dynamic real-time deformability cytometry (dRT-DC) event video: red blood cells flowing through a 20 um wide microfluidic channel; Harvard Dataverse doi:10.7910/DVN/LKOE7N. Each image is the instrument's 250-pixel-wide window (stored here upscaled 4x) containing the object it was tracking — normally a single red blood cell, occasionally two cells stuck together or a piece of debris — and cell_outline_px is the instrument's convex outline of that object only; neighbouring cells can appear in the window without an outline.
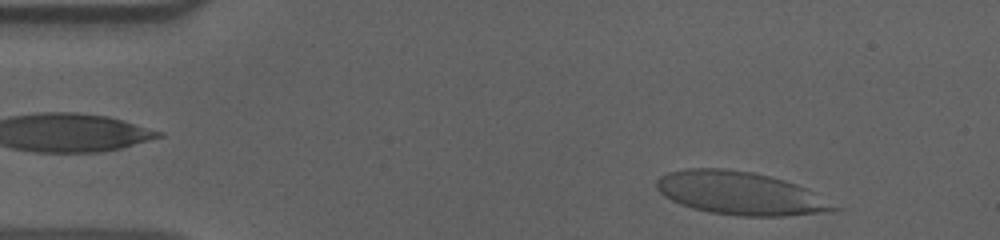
{"species": "human", "species_latin": "Homo sapiens", "temperature_condition": "cold", "stored_images_in_passage": 42, "camera_frame_rate_fps": 3000, "um_per_image_px": 0.085, "donor": {"sex": "male"}, "frame": {"image": 1, "passage_image": 3, "time_ms": 0.667, "image_size_px": [1000, 240], "cell_outline_px": [[848, 208], [832, 212], [784, 216], [736, 216], [708, 212], [692, 208], [680, 204], [664, 196], [656, 188], [656, 180], [660, 176], [668, 172], [688, 168], [724, 168], [752, 172], [784, 180], [808, 188]], "centroid_in_image_um": [63.03, 16.44], "position_along_channel_um": 22.0, "area_um2": 45.37}}
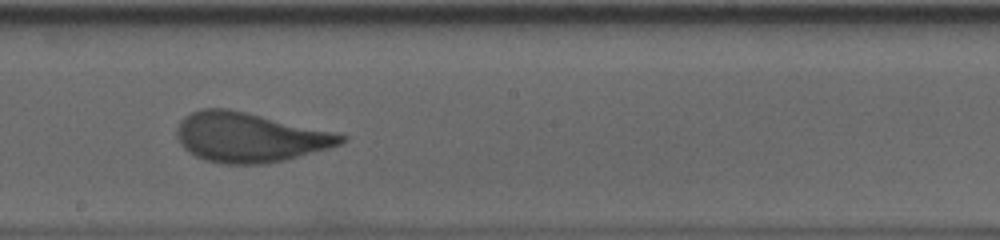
{"frame": {"image": 2, "passage_image": 27, "time_ms": 8.667, "image_size_px": [1000, 240], "cell_outline_px": [[348, 140], [340, 144], [328, 148], [284, 160], [264, 164], [224, 164], [204, 160], [196, 156], [184, 148], [180, 144], [176, 136], [176, 128], [180, 120], [184, 116], [192, 112], [204, 108], [228, 108], [340, 132], [348, 136]], "centroid_in_image_um": [21.24, 11.66], "position_along_channel_um": 227.0, "area_um2": 47.92}}
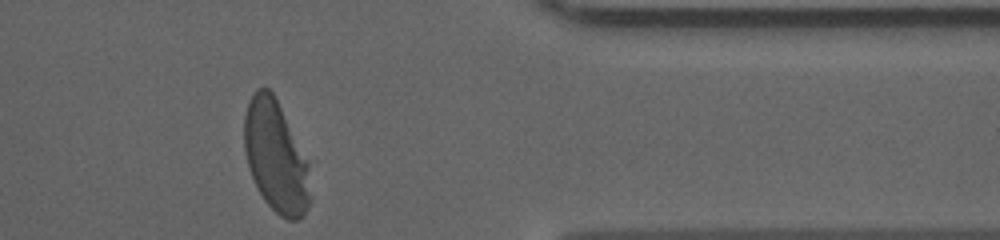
{"frame": {"image": 3, "passage_image": 42, "time_ms": 13.667, "image_size_px": [1000, 240], "cell_outline_px": [[308, 204], [304, 212], [296, 220], [288, 220], [280, 216], [264, 200], [252, 176], [248, 164], [244, 148], [244, 116], [248, 100], [252, 92], [256, 88], [264, 84], [272, 92], [308, 160]], "centroid_in_image_um": [23.4, 13.24], "position_along_channel_um": 388.0, "area_um2": 42.25}, "authors_computed_cell_mechanics": {"area_um2": 46.5579, "velocity_mm_per_s": 3.5786, "shape_relaxation_time_tau1_ms": 5.5844, "shape_relaxation_time_tau2_ms": null, "deformation_change_tau1": 0.1923, "deformation_change_tau2": null}}